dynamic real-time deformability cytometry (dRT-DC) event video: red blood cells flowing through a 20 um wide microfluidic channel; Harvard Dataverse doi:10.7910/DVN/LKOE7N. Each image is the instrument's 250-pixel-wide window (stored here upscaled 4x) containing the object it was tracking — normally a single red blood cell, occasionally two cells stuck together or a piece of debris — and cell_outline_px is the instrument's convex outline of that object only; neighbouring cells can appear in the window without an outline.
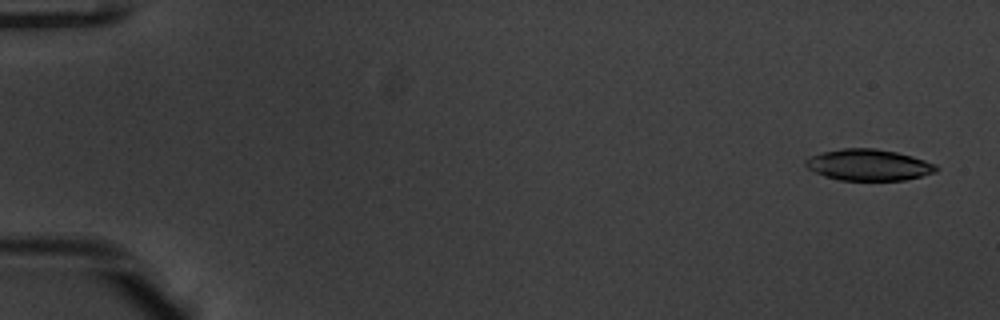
{"species": "common noctule bat (a hibernating species)", "species_latin": "Nyctalus noctula", "temperature_condition": "warm", "stored_images_in_passage": 54, "camera_frame_rate_fps": 3000, "um_per_image_px": 0.085, "animal": {"sex": "male", "body_mass_g": 20.1, "forearm_length_mm": 53.5}, "frame": {"image": 1, "passage_image": 3, "time_ms": 0.667, "image_size_px": [1000, 320], "cell_outline_px": [[940, 168], [936, 172], [904, 180], [840, 180], [824, 176], [808, 168], [804, 164], [804, 160], [812, 156], [824, 152], [844, 148], [876, 148], [896, 152], [912, 156], [936, 164]], "centroid_in_image_um": [73.85, 14.02], "position_along_channel_um": 11.1, "area_um2": 23.7}}
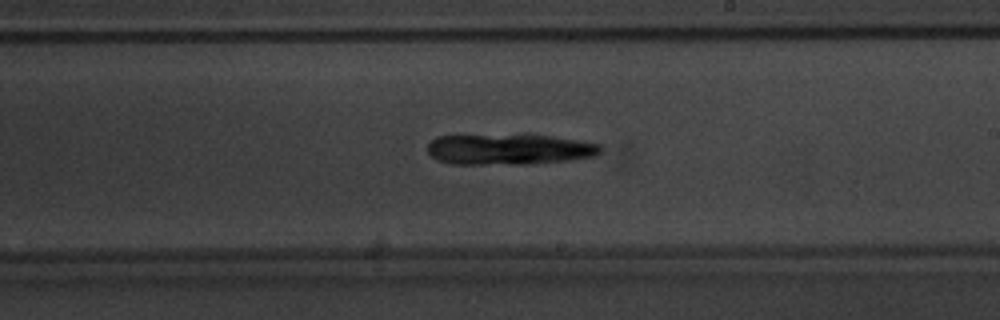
{"frame": {"image": 2, "passage_image": 33, "time_ms": 10.667, "image_size_px": [1000, 320], "cell_outline_px": [[604, 148], [596, 156], [568, 160], [528, 164], [452, 164], [436, 160], [428, 152], [428, 144], [436, 136], [552, 136], [600, 144]], "centroid_in_image_um": [43.29, 12.72], "position_along_channel_um": 245.7, "area_um2": 30.52}}
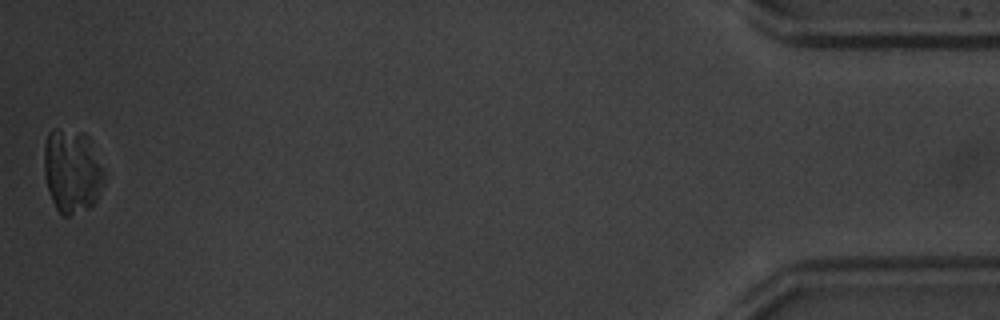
{"frame": {"image": 3, "passage_image": 54, "time_ms": 17.667, "image_size_px": [1000, 320], "cell_outline_px": [[104, 176], [96, 200], [88, 208], [68, 216], [64, 216], [56, 208], [52, 200], [44, 176], [44, 144], [48, 132], [52, 128], [56, 128], [84, 132], [104, 168]], "centroid_in_image_um": [6.09, 14.51], "position_along_channel_um": 429.1, "area_um2": 29.13}}